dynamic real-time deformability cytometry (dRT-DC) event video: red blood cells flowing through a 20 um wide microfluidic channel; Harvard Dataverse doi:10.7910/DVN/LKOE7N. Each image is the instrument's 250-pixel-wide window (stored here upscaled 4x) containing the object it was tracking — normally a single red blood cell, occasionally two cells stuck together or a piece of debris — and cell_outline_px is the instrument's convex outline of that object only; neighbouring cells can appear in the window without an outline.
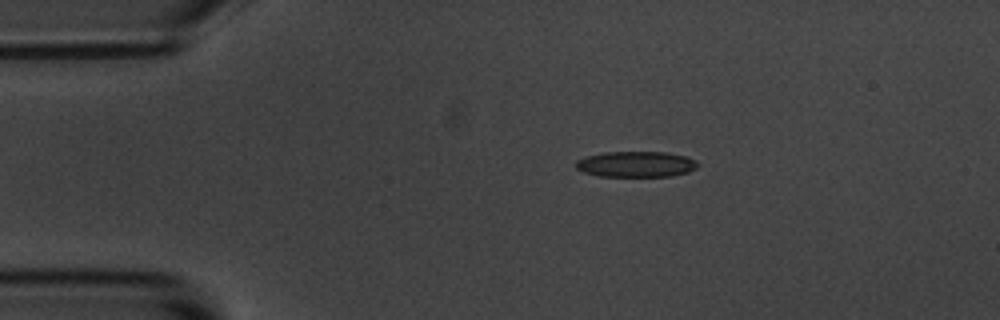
{"species": "common noctule bat (a hibernating species)", "species_latin": "Nyctalus noctula", "temperature_condition": "room temperature", "stored_images_in_passage": 4, "camera_frame_rate_fps": 3000, "um_per_image_px": 0.085, "animal": {"sex": "male", "body_mass_g": 20.1, "forearm_length_mm": 53.5}, "frame": {"image": 1, "passage_image": 2, "time_ms": 1.333, "image_size_px": [1000, 320], "cell_outline_px": [[700, 164], [696, 168], [688, 172], [672, 176], [600, 176], [584, 172], [576, 168], [576, 160], [584, 156], [604, 152], [664, 152], [688, 156], [696, 160]], "centroid_in_image_um": [54.08, 13.95], "position_along_channel_um": 30.9, "area_um2": 18.44}}
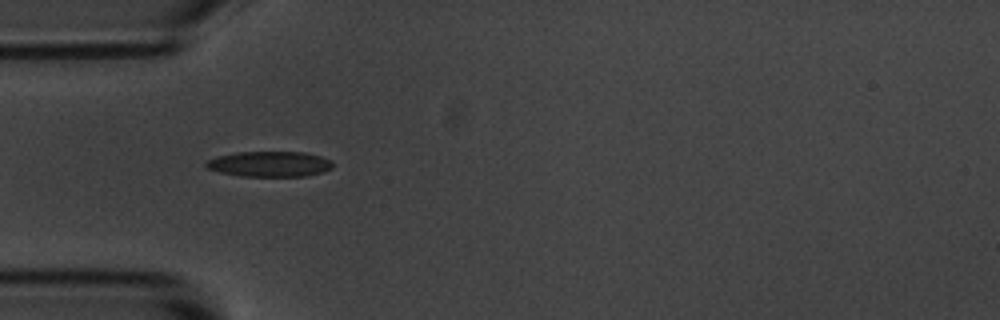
{"frame": {"image": 2, "passage_image": 3, "time_ms": 3.333, "image_size_px": [1000, 320], "cell_outline_px": [[332, 168], [324, 172], [308, 176], [240, 176], [220, 172], [208, 168], [204, 164], [208, 160], [216, 156], [236, 152], [304, 152], [320, 156], [332, 160]], "centroid_in_image_um": [22.94, 13.94], "position_along_channel_um": 62.1, "area_um2": 18.84}}